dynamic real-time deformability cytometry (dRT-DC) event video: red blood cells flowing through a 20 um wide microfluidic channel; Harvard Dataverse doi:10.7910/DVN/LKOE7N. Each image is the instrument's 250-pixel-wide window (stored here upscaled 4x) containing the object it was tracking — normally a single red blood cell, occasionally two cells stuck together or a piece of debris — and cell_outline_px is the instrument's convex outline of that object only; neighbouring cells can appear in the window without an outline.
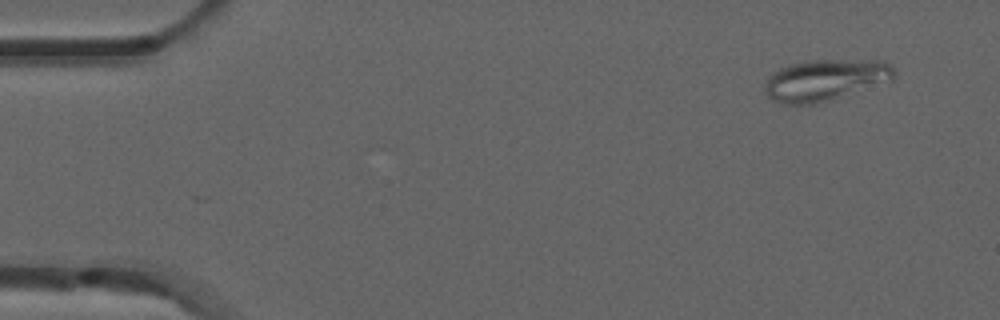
{"species": "common noctule bat (a hibernating species)", "species_latin": "Nyctalus noctula", "temperature_condition": "room temperature", "stored_images_in_passage": 4, "camera_frame_rate_fps": 3000, "um_per_image_px": 0.085, "animal": {"sex": "male", "forearm_length_mm": 52.5}, "frame": {"image": 1, "passage_image": 1, "time_ms": 0.0, "image_size_px": [1000, 320], "cell_outline_px": [[896, 76], [892, 80], [832, 100], [816, 104], [780, 104], [772, 100], [764, 92], [764, 84], [768, 76], [772, 72], [780, 68], [792, 64], [812, 60], [880, 60], [888, 64], [896, 72]], "centroid_in_image_um": [70.12, 6.82], "position_along_channel_um": 14.9, "area_um2": 31.39}}